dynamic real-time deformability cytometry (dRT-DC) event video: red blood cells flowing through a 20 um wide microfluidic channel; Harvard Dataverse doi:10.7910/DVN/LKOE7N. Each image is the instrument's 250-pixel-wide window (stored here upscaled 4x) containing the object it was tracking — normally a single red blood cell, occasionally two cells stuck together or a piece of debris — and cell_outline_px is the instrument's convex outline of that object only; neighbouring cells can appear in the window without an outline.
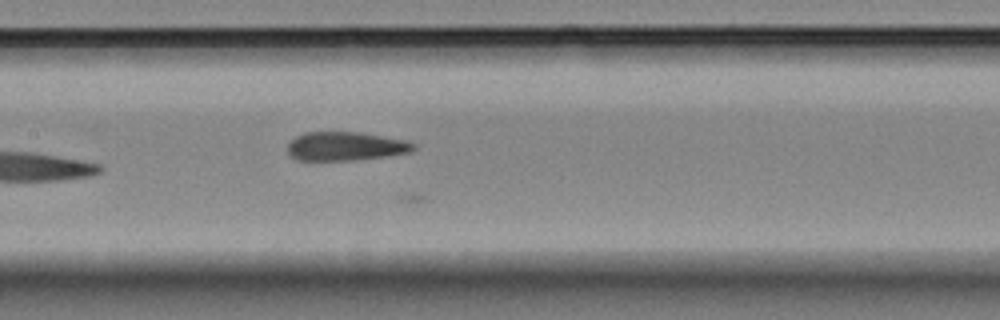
{"species": "Egyptian fruit bat (a non-hibernating species)", "species_latin": "Rousettus aegyptiacus", "temperature_condition": "room temperature", "stored_images_in_passage": 19, "camera_frame_rate_fps": 3000, "um_per_image_px": 0.085, "animal": {"sex": "female"}, "frame": {"image": 1, "passage_image": 15, "time_ms": 4.667, "image_size_px": [1000, 320], "cell_outline_px": [[416, 148], [412, 152], [356, 160], [296, 160], [288, 152], [288, 144], [296, 136], [304, 132], [356, 132], [408, 140], [416, 144]], "centroid_in_image_um": [29.4, 12.43], "position_along_channel_um": 178.0, "area_um2": 21.1}}